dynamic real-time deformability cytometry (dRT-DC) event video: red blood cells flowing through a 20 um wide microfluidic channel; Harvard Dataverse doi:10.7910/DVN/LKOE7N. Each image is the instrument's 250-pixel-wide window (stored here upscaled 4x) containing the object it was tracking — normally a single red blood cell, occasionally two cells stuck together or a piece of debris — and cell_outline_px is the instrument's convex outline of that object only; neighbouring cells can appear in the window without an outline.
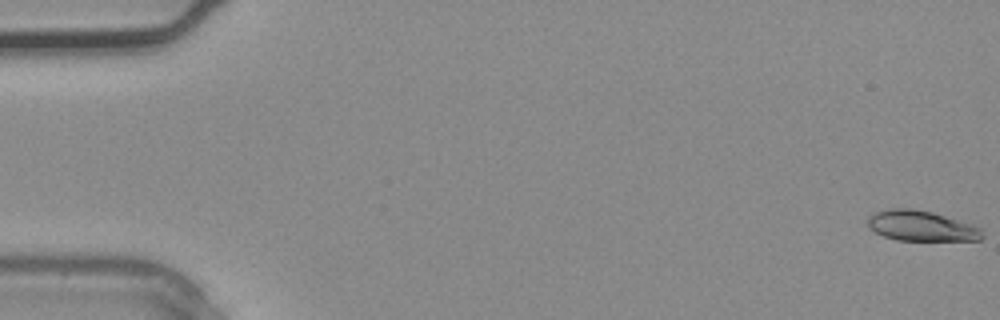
{"species": "common noctule bat (a hibernating species)", "species_latin": "Nyctalus noctula", "temperature_condition": "warm", "stored_images_in_passage": 3, "camera_frame_rate_fps": 3000, "um_per_image_px": 0.085, "animal": {"sex": "male", "body_mass_g": 20.4}, "frame": {"image": 1, "passage_image": 1, "time_ms": 0.0, "image_size_px": [1000, 320], "cell_outline_px": [[984, 236], [980, 240], [896, 240], [884, 236], [868, 228], [868, 216], [876, 212], [892, 208], [912, 208], [932, 212], [972, 224], [980, 228]], "centroid_in_image_um": [78.3, 19.2], "position_along_channel_um": 6.7, "area_um2": 20.17}}